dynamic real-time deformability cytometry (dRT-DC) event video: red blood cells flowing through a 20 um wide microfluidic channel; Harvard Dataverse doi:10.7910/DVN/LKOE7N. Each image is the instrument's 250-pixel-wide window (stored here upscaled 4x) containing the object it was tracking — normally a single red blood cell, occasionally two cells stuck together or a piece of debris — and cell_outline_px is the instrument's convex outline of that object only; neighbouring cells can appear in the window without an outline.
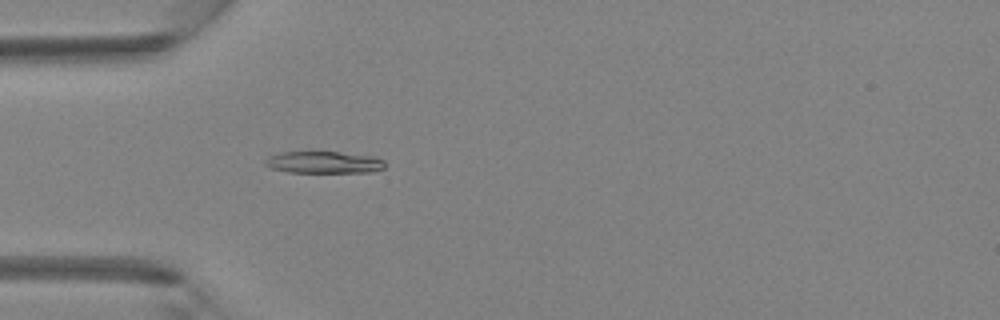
{"species": "Egyptian fruit bat (a non-hibernating species)", "species_latin": "Rousettus aegyptiacus", "temperature_condition": "room temperature", "stored_images_in_passage": 2, "camera_frame_rate_fps": 3000, "um_per_image_px": 0.085, "animal": {"sex": "female"}, "frame": {"image": 1, "passage_image": 2, "time_ms": 0.333, "image_size_px": [1000, 320], "cell_outline_px": [[384, 168], [372, 172], [288, 172], [272, 168], [264, 164], [264, 160], [268, 156], [280, 152], [312, 148], [372, 156], [384, 160]], "centroid_in_image_um": [27.45, 13.74], "position_along_channel_um": 57.5, "area_um2": 16.18}}